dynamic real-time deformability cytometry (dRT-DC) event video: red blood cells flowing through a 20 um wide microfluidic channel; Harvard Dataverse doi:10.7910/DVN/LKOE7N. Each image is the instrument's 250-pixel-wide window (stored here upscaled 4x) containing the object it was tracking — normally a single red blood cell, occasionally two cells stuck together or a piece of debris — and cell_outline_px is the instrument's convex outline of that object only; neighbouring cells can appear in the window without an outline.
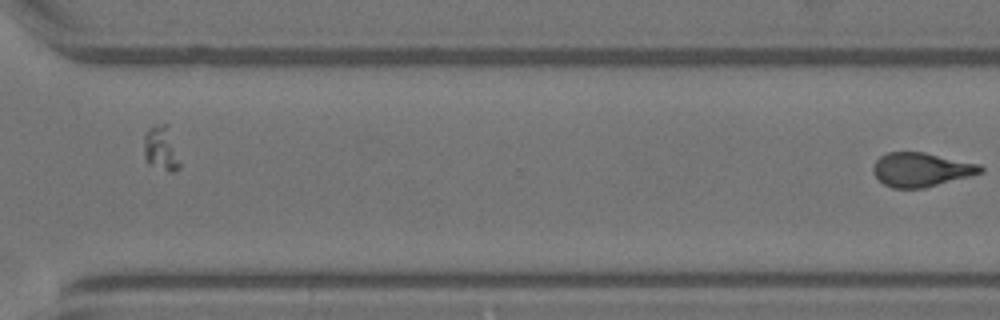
{"species": "Egyptian fruit bat (a non-hibernating species)", "species_latin": "Rousettus aegyptiacus", "temperature_condition": "warm", "stored_images_in_passage": 26, "camera_frame_rate_fps": 3000, "um_per_image_px": 0.085, "animal": {"sex": "female"}, "frame": {"image": 1, "passage_image": 26, "time_ms": 8.333, "image_size_px": [1000, 320], "cell_outline_px": [[984, 172], [972, 176], [924, 188], [892, 188], [884, 184], [872, 172], [872, 168], [876, 160], [880, 156], [888, 152], [924, 152], [980, 164], [984, 168]], "centroid_in_image_um": [78.32, 14.42], "position_along_channel_um": 292.3, "area_um2": 21.39}}